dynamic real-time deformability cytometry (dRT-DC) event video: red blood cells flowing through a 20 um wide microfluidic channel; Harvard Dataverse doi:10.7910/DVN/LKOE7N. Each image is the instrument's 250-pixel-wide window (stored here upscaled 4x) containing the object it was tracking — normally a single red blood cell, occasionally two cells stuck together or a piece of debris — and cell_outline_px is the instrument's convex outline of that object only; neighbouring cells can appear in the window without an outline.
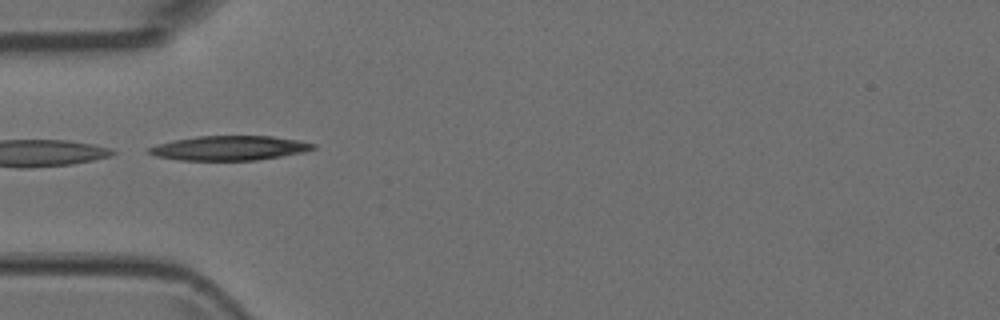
{"species": "Egyptian fruit bat (a non-hibernating species)", "species_latin": "Rousettus aegyptiacus", "temperature_condition": "room temperature", "stored_images_in_passage": 4, "camera_frame_rate_fps": 3000, "um_per_image_px": 0.085, "animal": {"sex": "female"}, "frame": {"image": 1, "passage_image": 1, "time_ms": 0.0, "image_size_px": [1000, 320], "cell_outline_px": [[316, 148], [304, 152], [256, 160], [180, 160], [156, 156], [148, 152], [148, 148], [156, 144], [172, 140], [196, 136], [272, 136], [296, 140], [316, 144]], "centroid_in_image_um": [19.48, 12.58], "position_along_channel_um": 65.5, "area_um2": 23.35}}
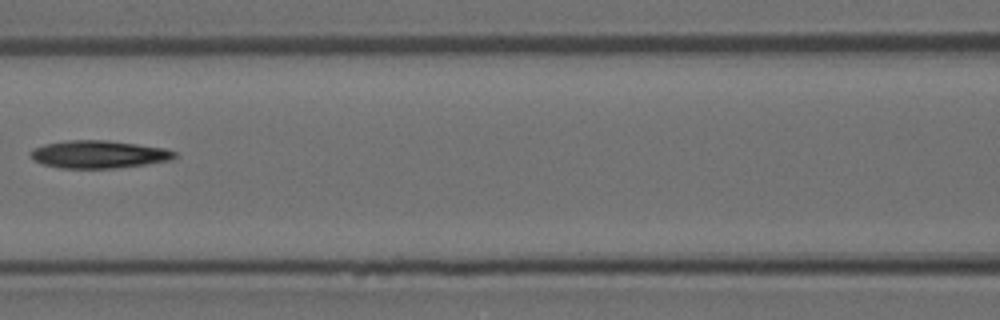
{"frame": {"image": 2, "passage_image": 3, "time_ms": 0.667, "image_size_px": [1000, 320], "cell_outline_px": [[176, 156], [172, 160], [116, 168], [60, 168], [44, 164], [32, 160], [32, 148], [44, 144], [68, 140], [108, 140], [164, 148], [176, 152]], "centroid_in_image_um": [8.38, 13.11], "position_along_channel_um": 158.2, "area_um2": 23.12}}
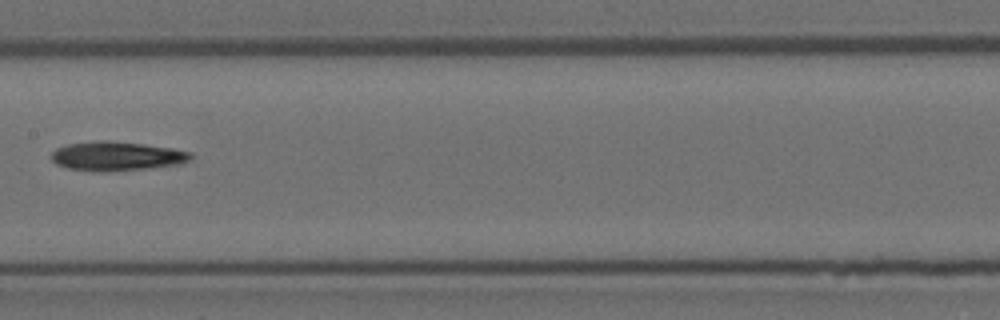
{"frame": {"image": 3, "passage_image": 4, "time_ms": 1.0, "image_size_px": [1000, 320], "cell_outline_px": [[192, 160], [176, 164], [148, 168], [104, 172], [100, 172], [68, 168], [56, 164], [52, 160], [52, 152], [56, 148], [68, 144], [100, 140], [108, 140], [144, 144], [172, 148], [192, 152]], "centroid_in_image_um": [9.92, 13.27], "position_along_channel_um": 197.5, "area_um2": 23.64}}